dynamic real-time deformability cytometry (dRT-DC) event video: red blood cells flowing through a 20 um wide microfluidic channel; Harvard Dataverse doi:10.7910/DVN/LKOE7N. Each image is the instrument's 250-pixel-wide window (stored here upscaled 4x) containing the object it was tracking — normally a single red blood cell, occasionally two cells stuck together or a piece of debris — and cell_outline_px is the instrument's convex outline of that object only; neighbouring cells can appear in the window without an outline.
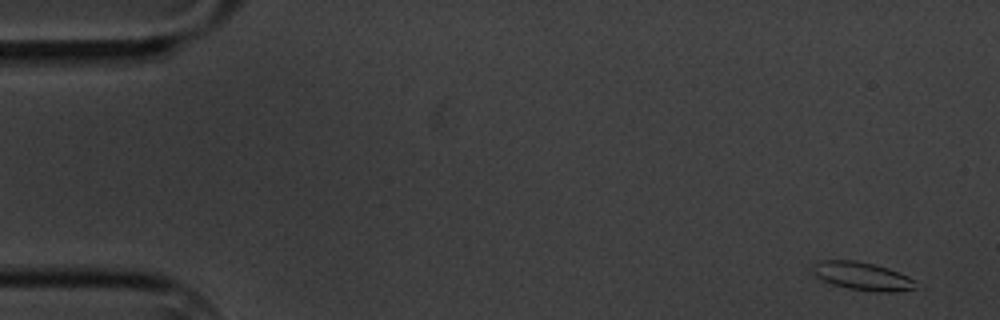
{"species": "common noctule bat (a hibernating species)", "species_latin": "Nyctalus noctula", "temperature_condition": "cold", "stored_images_in_passage": 5, "camera_frame_rate_fps": 3000, "um_per_image_px": 0.085, "animal": {"sex": "male", "body_mass_g": 20.1, "forearm_length_mm": 53.5}, "frame": {"image": 1, "passage_image": 1, "time_ms": 0.0, "image_size_px": [1000, 320], "cell_outline_px": [[916, 288], [892, 292], [876, 292], [848, 288], [832, 284], [816, 276], [812, 272], [812, 264], [816, 260], [856, 260], [888, 268], [908, 276], [916, 280]], "centroid_in_image_um": [73.27, 23.46], "position_along_channel_um": 11.7, "area_um2": 16.94}}